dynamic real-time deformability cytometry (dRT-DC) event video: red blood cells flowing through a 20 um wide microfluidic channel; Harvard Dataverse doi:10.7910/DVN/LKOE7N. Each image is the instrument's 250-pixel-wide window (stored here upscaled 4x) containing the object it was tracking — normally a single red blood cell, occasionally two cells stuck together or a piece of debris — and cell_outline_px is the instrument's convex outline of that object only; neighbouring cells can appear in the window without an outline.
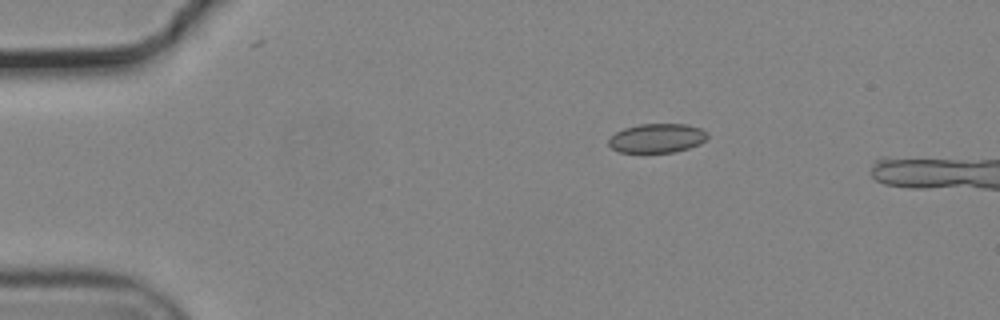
{"species": "common noctule bat (a hibernating species)", "species_latin": "Nyctalus noctula", "temperature_condition": "cold", "stored_images_in_passage": 8, "camera_frame_rate_fps": 3000, "um_per_image_px": 0.085, "animal": {"sex": "male", "body_mass_g": 19.2, "forearm_length_mm": 51.8}, "frame": {"image": 1, "passage_image": 1, "time_ms": 0.0, "image_size_px": [1000, 320], "cell_outline_px": [[708, 136], [700, 144], [688, 148], [672, 152], [620, 152], [612, 148], [608, 144], [608, 140], [616, 132], [624, 128], [640, 124], [688, 124], [700, 128], [708, 132]], "centroid_in_image_um": [55.86, 11.73], "position_along_channel_um": 29.1, "area_um2": 16.7}}